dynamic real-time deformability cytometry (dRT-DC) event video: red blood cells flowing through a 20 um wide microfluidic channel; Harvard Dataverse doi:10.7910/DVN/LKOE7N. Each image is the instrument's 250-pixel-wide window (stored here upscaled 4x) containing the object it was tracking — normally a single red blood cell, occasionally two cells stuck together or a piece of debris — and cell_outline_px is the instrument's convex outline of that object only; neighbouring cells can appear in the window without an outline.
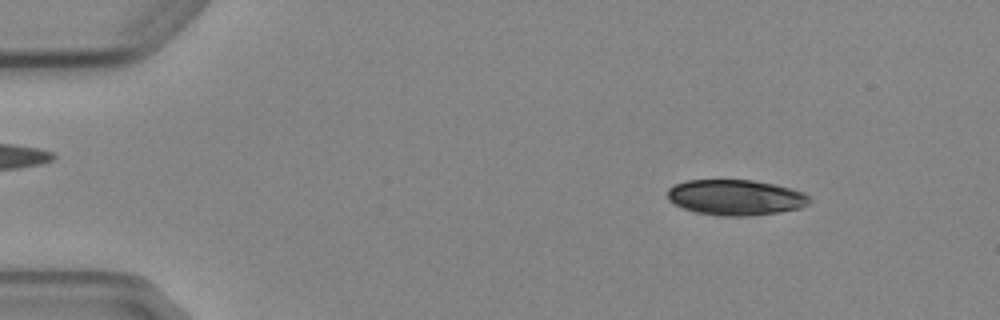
{"species": "Egyptian fruit bat (a non-hibernating species)", "species_latin": "Rousettus aegyptiacus", "temperature_condition": "cold", "stored_images_in_passage": 7, "camera_frame_rate_fps": 3000, "um_per_image_px": 0.085, "animal": {"sex": "female"}, "frame": {"image": 1, "passage_image": 2, "time_ms": 1.333, "image_size_px": [1000, 320], "cell_outline_px": [[812, 200], [808, 204], [800, 208], [780, 212], [748, 216], [720, 216], [696, 212], [684, 208], [668, 200], [668, 188], [676, 184], [688, 180], [752, 180], [776, 184], [792, 188], [804, 192]], "centroid_in_image_um": [62.57, 16.78], "position_along_channel_um": 22.4, "area_um2": 29.54}}
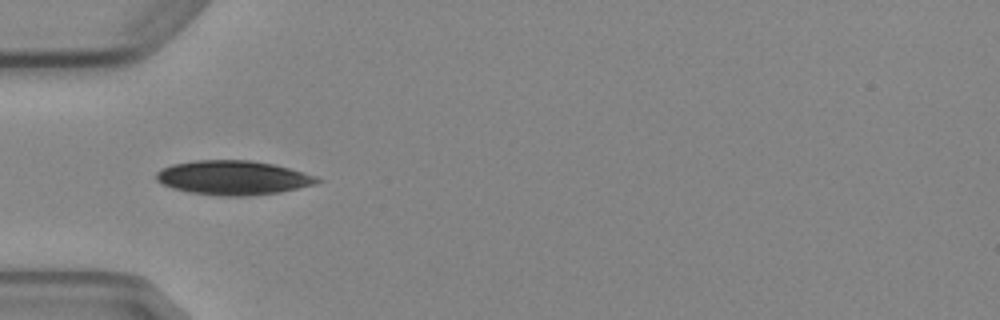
{"frame": {"image": 2, "passage_image": 5, "time_ms": 4.667, "image_size_px": [1000, 320], "cell_outline_px": [[324, 180], [316, 184], [280, 192], [248, 196], [220, 196], [188, 192], [172, 188], [156, 180], [156, 172], [160, 168], [172, 164], [196, 160], [248, 160], [272, 164], [304, 172], [316, 176]], "centroid_in_image_um": [19.81, 15.11], "position_along_channel_um": 65.2, "area_um2": 32.19}}
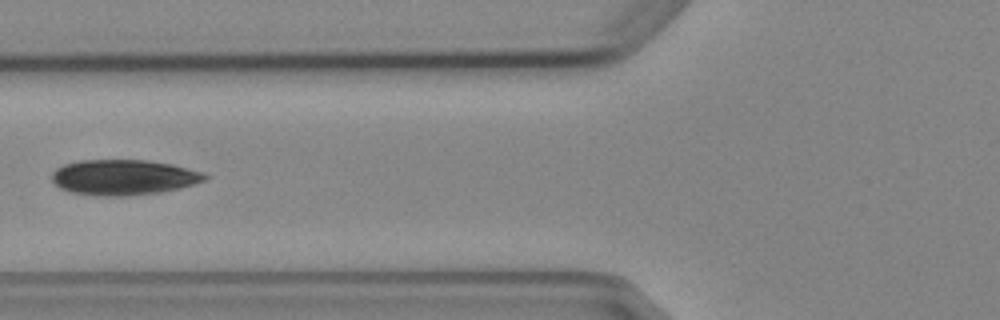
{"frame": {"image": 3, "passage_image": 6, "time_ms": 6.0, "image_size_px": [1000, 320], "cell_outline_px": [[208, 176], [204, 180], [180, 188], [160, 192], [124, 196], [108, 196], [72, 192], [60, 188], [52, 180], [52, 172], [56, 168], [64, 164], [80, 160], [148, 160], [172, 164], [204, 172]], "centroid_in_image_um": [10.5, 15.06], "position_along_channel_um": 115.3, "area_um2": 31.39}}